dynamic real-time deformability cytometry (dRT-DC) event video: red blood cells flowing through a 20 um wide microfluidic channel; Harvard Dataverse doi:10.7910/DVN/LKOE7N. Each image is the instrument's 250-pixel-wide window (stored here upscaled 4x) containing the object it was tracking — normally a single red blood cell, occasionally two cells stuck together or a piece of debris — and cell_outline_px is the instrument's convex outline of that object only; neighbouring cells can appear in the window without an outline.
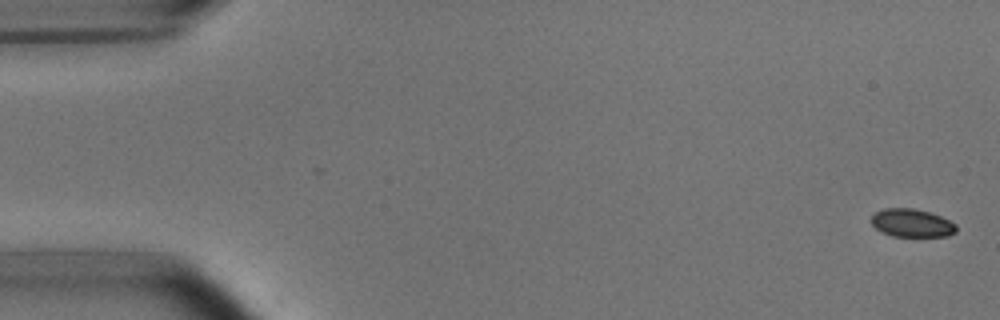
{"species": "common noctule bat (a hibernating species)", "species_latin": "Nyctalus noctula", "temperature_condition": "room temperature", "stored_images_in_passage": 5, "camera_frame_rate_fps": 3000, "um_per_image_px": 0.085, "animal": {"sex": "male", "body_mass_g": 15.6}, "frame": {"image": 1, "passage_image": 1, "time_ms": 0.0, "image_size_px": [1000, 320], "cell_outline_px": [[956, 232], [948, 236], [892, 236], [880, 232], [872, 224], [872, 216], [876, 212], [884, 208], [912, 208], [928, 212], [940, 216], [956, 224]], "centroid_in_image_um": [77.5, 18.96], "position_along_channel_um": 7.5, "area_um2": 13.81}}
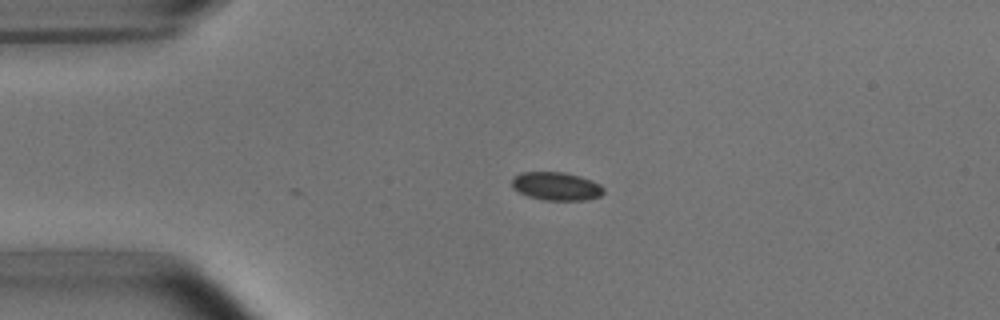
{"frame": {"image": 2, "passage_image": 4, "time_ms": 3.667, "image_size_px": [1000, 320], "cell_outline_px": [[604, 192], [600, 196], [588, 200], [544, 200], [528, 196], [512, 188], [512, 180], [520, 172], [564, 172], [580, 176], [592, 180], [600, 184], [604, 188]], "centroid_in_image_um": [47.31, 15.83], "position_along_channel_um": 37.7, "area_um2": 15.14}}